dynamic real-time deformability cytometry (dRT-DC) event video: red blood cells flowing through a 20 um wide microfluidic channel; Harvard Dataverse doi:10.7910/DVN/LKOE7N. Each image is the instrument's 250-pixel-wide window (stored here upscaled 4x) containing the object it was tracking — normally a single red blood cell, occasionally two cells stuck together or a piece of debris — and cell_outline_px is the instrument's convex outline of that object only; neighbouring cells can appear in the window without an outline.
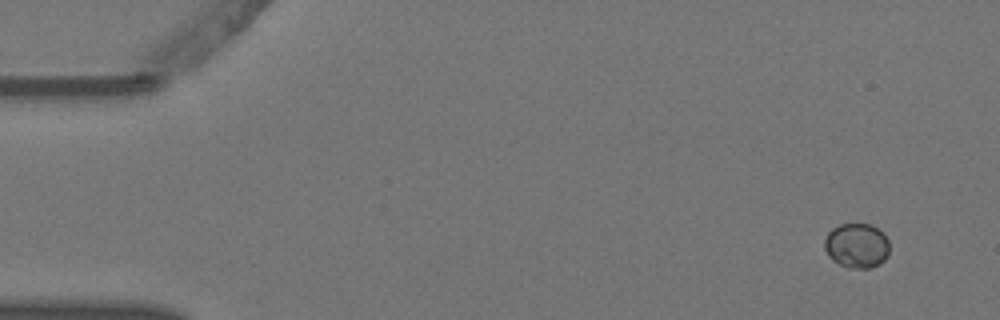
{"species": "Egyptian fruit bat (a non-hibernating species)", "species_latin": "Rousettus aegyptiacus", "temperature_condition": "warm", "stored_images_in_passage": 4, "camera_frame_rate_fps": 3000, "um_per_image_px": 0.085, "animal": {"sex": "female"}, "frame": {"image": 1, "passage_image": 1, "time_ms": 0.0, "image_size_px": [1000, 320], "cell_outline_px": [[888, 256], [880, 264], [868, 268], [848, 268], [832, 260], [828, 256], [824, 248], [824, 240], [828, 232], [832, 228], [840, 224], [872, 224], [884, 232], [888, 240]], "centroid_in_image_um": [72.82, 20.87], "position_along_channel_um": 12.2, "area_um2": 17.17}}
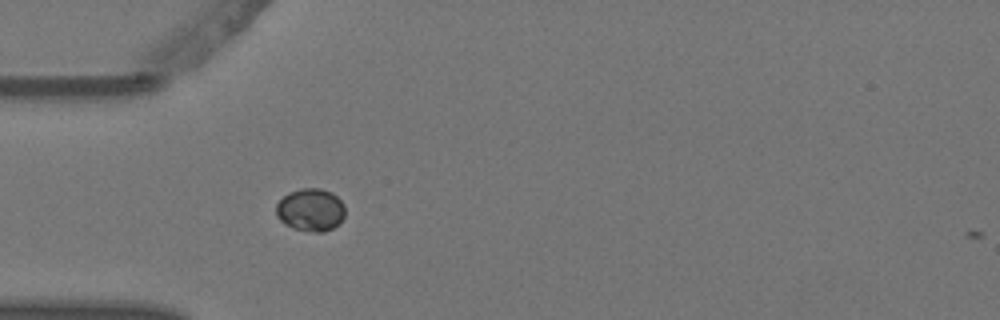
{"frame": {"image": 2, "passage_image": 4, "time_ms": 1.0, "image_size_px": [1000, 320], "cell_outline_px": [[344, 216], [340, 224], [324, 232], [308, 232], [292, 228], [284, 224], [276, 216], [276, 204], [288, 192], [300, 188], [320, 188], [332, 192], [344, 204]], "centroid_in_image_um": [26.4, 17.84], "position_along_channel_um": 58.6, "area_um2": 17.46}}